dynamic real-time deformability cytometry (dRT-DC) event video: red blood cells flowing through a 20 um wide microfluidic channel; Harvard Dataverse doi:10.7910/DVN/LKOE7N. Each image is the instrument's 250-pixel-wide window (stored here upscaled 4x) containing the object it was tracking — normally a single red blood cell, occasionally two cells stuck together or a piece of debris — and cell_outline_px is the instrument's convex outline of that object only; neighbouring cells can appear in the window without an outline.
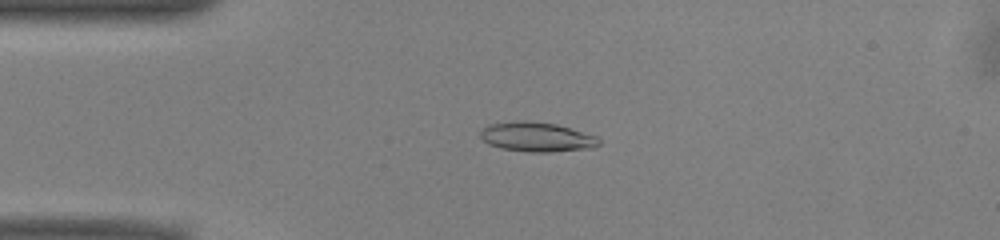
{"species": "common noctule bat (a hibernating species)", "species_latin": "Nyctalus noctula", "temperature_condition": "warm", "stored_images_in_passage": 52, "camera_frame_rate_fps": 3000, "um_per_image_px": 0.085, "animal": {"sex": "male", "body_mass_g": 13.0, "forearm_length_mm": 53.1}, "frame": {"image": 1, "passage_image": 12, "time_ms": 3.667, "image_size_px": [1000, 240], "cell_outline_px": [[600, 144], [592, 148], [548, 152], [528, 152], [500, 148], [488, 144], [480, 136], [480, 132], [488, 124], [520, 120], [524, 120], [556, 124], [596, 136], [600, 140]], "centroid_in_image_um": [45.61, 11.64], "position_along_channel_um": 39.4, "area_um2": 20.35}}
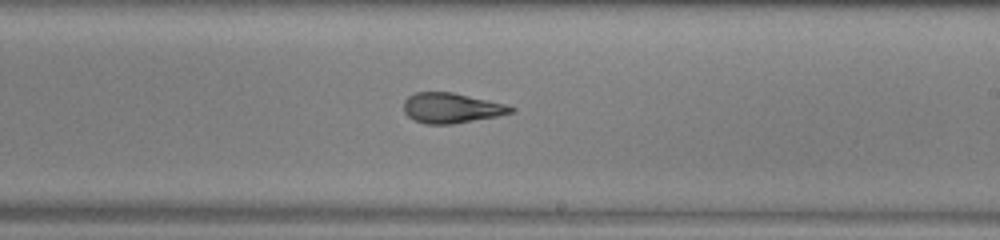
{"frame": {"image": 2, "passage_image": 30, "time_ms": 9.667, "image_size_px": [1000, 240], "cell_outline_px": [[516, 112], [496, 116], [452, 124], [424, 124], [408, 116], [404, 112], [404, 100], [408, 96], [416, 92], [452, 92], [488, 100], [504, 104], [516, 108]], "centroid_in_image_um": [38.36, 9.18], "position_along_channel_um": 250.6, "area_um2": 18.73}}
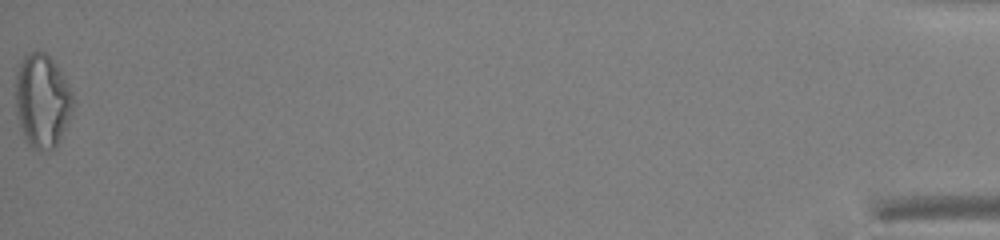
{"frame": {"image": 3, "passage_image": 52, "time_ms": 17.0, "image_size_px": [1000, 240], "cell_outline_px": [[72, 112], [60, 140], [52, 148], [40, 152], [32, 148], [24, 140], [20, 128], [16, 112], [16, 76], [24, 52], [44, 52], [52, 60], [60, 72], [72, 92]], "centroid_in_image_um": [3.56, 8.6], "position_along_channel_um": 431.6, "area_um2": 31.21}, "authors_computed_cell_mechanics": {"area_um2": 20.3745, "velocity_mm_per_s": 3.9485, "shape_relaxation_time_tau1_ms": 10.5896, "shape_relaxation_time_tau2_ms": 1.4567, "deformation_change_tau1": 0.291, "deformation_change_tau2": 0.0916}}